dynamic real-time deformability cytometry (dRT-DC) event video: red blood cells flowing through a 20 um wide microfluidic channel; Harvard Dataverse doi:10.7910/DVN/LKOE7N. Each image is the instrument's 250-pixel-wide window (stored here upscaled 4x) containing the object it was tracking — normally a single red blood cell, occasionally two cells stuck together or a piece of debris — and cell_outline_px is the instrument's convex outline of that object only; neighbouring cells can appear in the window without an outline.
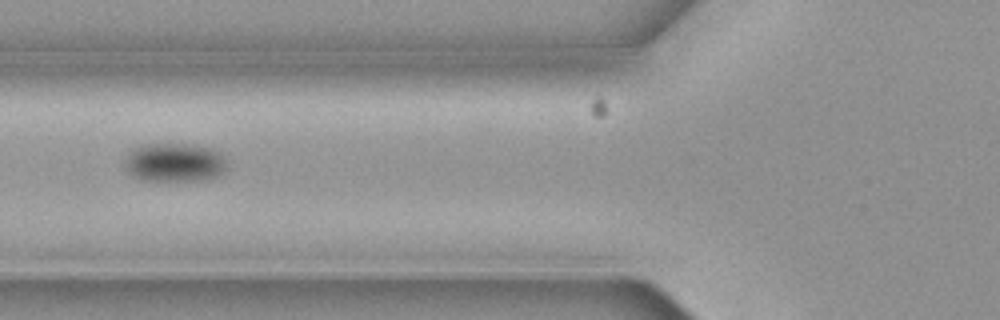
{"species": "common noctule bat (a hibernating species)", "species_latin": "Nyctalus noctula", "temperature_condition": "cold", "stored_images_in_passage": 7, "camera_frame_rate_fps": 3000, "um_per_image_px": 0.085, "animal": {"sex": "female", "body_mass_g": 19.3, "forearm_length_mm": 54.1}, "frame": {"image": 1, "passage_image": 5, "time_ms": 1.333, "image_size_px": [1000, 320], "cell_outline_px": [[228, 164], [224, 172], [216, 176], [200, 180], [140, 180], [132, 176], [128, 172], [124, 164], [128, 152], [132, 148], [148, 144], [192, 144], [212, 148], [220, 152], [228, 160]], "centroid_in_image_um": [14.85, 13.8], "position_along_channel_um": 110.9, "area_um2": 23.35}}
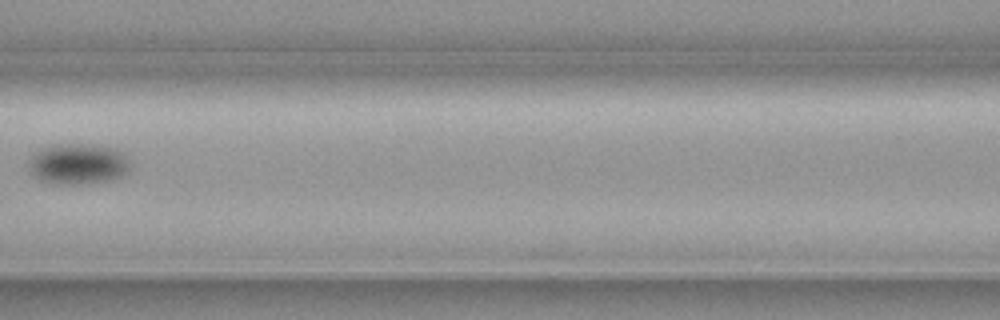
{"frame": {"image": 2, "passage_image": 6, "time_ms": 1.667, "image_size_px": [1000, 320], "cell_outline_px": [[128, 168], [120, 176], [112, 180], [80, 184], [48, 184], [32, 176], [28, 172], [28, 160], [40, 148], [52, 144], [96, 144], [116, 148], [124, 152], [128, 160]], "centroid_in_image_um": [6.56, 13.92], "position_along_channel_um": 160.0, "area_um2": 24.62}}